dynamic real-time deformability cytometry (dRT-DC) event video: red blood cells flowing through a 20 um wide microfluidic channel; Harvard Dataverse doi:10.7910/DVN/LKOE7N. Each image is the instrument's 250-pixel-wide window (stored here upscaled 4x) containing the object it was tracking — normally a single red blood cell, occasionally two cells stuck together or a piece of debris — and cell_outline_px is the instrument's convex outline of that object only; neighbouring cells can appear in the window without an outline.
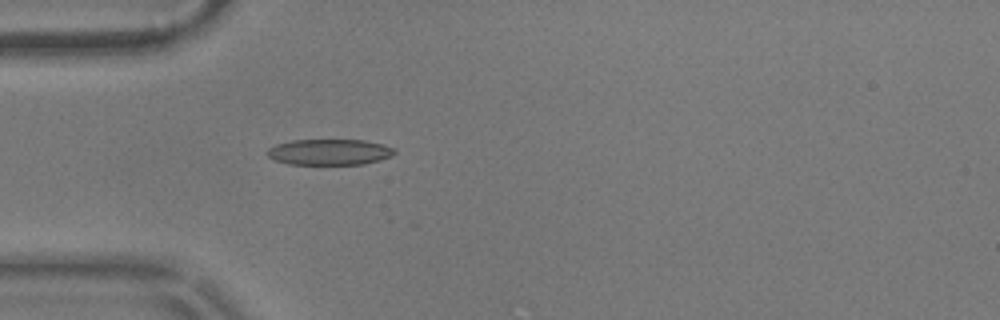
{"species": "common noctule bat (a hibernating species)", "species_latin": "Nyctalus noctula", "temperature_condition": "warm", "stored_images_in_passage": 15, "camera_frame_rate_fps": 3000, "um_per_image_px": 0.085, "animal": {"sex": "male", "body_mass_g": 17.9}, "frame": {"image": 1, "passage_image": 1, "time_ms": 0.0, "image_size_px": [1000, 320], "cell_outline_px": [[396, 152], [392, 156], [380, 160], [364, 164], [288, 164], [272, 160], [264, 152], [268, 148], [276, 144], [292, 140], [364, 140], [396, 148]], "centroid_in_image_um": [27.97, 12.92], "position_along_channel_um": 57.0, "area_um2": 19.36}}